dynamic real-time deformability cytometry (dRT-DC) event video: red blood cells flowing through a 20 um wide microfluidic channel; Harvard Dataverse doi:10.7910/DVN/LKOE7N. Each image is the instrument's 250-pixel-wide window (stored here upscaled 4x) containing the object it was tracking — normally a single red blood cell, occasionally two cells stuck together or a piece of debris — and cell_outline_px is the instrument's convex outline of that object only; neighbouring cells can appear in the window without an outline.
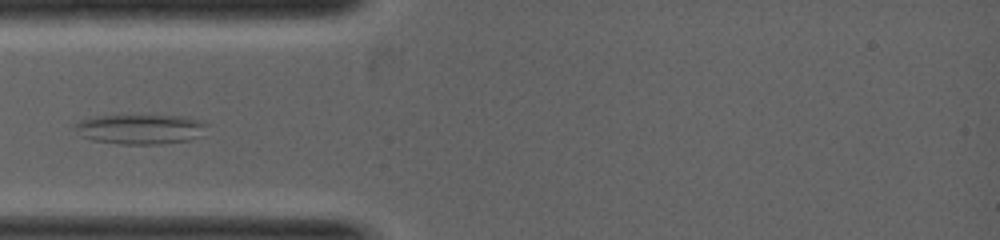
{"species": "common noctule bat (a hibernating species)", "species_latin": "Nyctalus noctula", "temperature_condition": "warm", "stored_images_in_passage": 5, "camera_frame_rate_fps": 5000, "um_per_image_px": 0.085, "animal": {"sex": "female", "body_mass_g": 19.0, "forearm_length_mm": 53.3}, "frame": {"image": 1, "passage_image": 3, "time_ms": 0.8, "image_size_px": [1000, 240], "cell_outline_px": [[204, 124], [196, 136], [188, 140], [156, 144], [120, 144], [92, 140], [84, 136], [76, 124], [80, 120], [88, 116], [184, 116], [196, 120]], "centroid_in_image_um": [11.84, 10.97], "position_along_channel_um": 73.2, "area_um2": 21.91}}
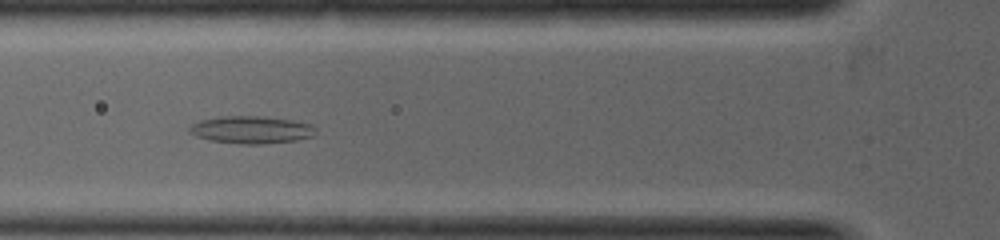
{"frame": {"image": 2, "passage_image": 4, "time_ms": 1.2, "image_size_px": [1000, 240], "cell_outline_px": [[316, 128], [312, 136], [296, 140], [260, 144], [240, 144], [212, 140], [196, 136], [188, 128], [192, 124], [200, 120], [220, 116], [264, 116], [292, 120], [312, 124]], "centroid_in_image_um": [21.37, 11.02], "position_along_channel_um": 104.4, "area_um2": 20.06}}
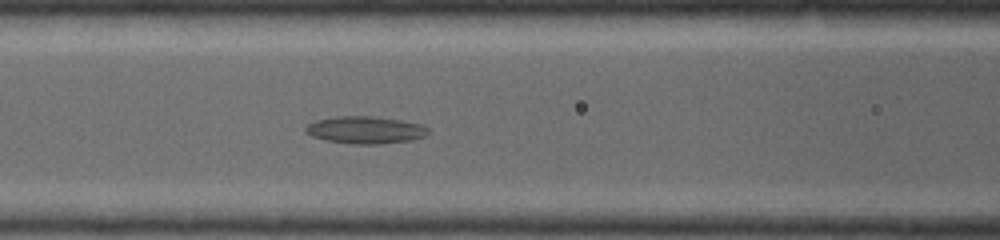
{"frame": {"image": 3, "passage_image": 5, "time_ms": 1.6, "image_size_px": [1000, 240], "cell_outline_px": [[432, 132], [424, 136], [412, 140], [380, 144], [352, 144], [328, 140], [312, 136], [304, 128], [308, 124], [316, 120], [336, 116], [376, 116], [400, 120], [420, 124], [428, 128]], "centroid_in_image_um": [31.1, 11.04], "position_along_channel_um": 135.5, "area_um2": 19.48}}